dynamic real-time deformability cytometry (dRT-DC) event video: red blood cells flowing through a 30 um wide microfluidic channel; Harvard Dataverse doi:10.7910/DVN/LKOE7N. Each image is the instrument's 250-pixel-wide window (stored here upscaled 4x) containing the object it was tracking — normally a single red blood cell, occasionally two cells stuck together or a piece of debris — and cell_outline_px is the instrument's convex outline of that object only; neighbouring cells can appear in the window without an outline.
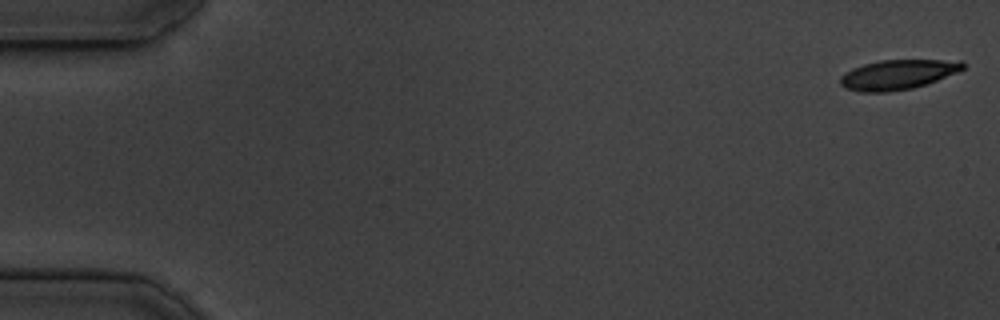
{"species": "common noctule bat (a hibernating species)", "species_latin": "Nyctalus noctula", "temperature_condition": "cold", "stored_images_in_passage": 54, "camera_frame_rate_fps": 3000, "um_per_image_px": 0.085, "animal": {"sex": "male", "body_mass_g": 19.5, "forearm_length_mm": 54.6}, "frame": {"image": 1, "passage_image": 1, "time_ms": 0.0, "image_size_px": [1000, 320], "cell_outline_px": [[964, 68], [956, 72], [936, 80], [912, 88], [888, 92], [860, 92], [844, 88], [840, 84], [840, 76], [844, 72], [852, 68], [864, 64], [880, 60], [960, 60], [964, 64]], "centroid_in_image_um": [76.24, 6.34], "position_along_channel_um": 8.8, "area_um2": 21.15}}
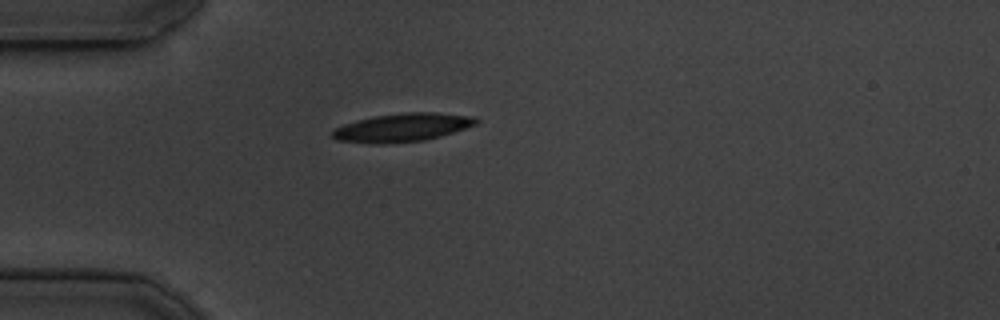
{"frame": {"image": 2, "passage_image": 15, "time_ms": 4.667, "image_size_px": [1000, 320], "cell_outline_px": [[480, 120], [476, 124], [440, 136], [424, 140], [380, 144], [372, 144], [336, 140], [332, 136], [332, 132], [336, 128], [344, 124], [356, 120], [376, 116], [408, 112], [432, 112], [468, 116]], "centroid_in_image_um": [34.15, 10.84], "position_along_channel_um": 50.9, "area_um2": 23.35}}
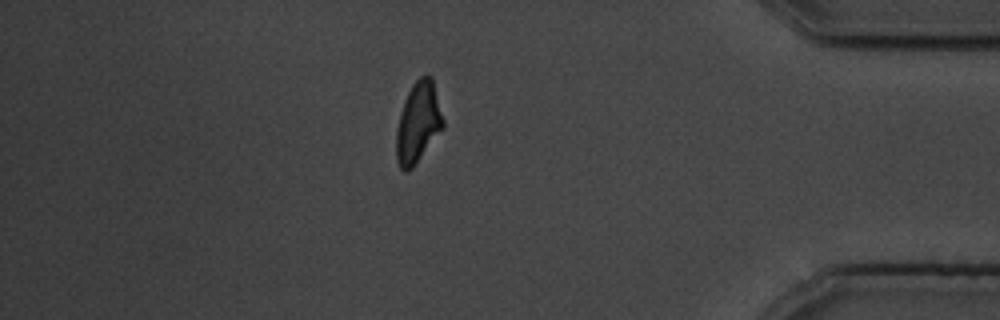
{"frame": {"image": 3, "passage_image": 47, "time_ms": 15.333, "image_size_px": [1000, 320], "cell_outline_px": [[444, 128], [412, 168], [408, 172], [404, 172], [400, 168], [396, 160], [396, 132], [404, 100], [412, 84], [420, 76], [432, 76], [444, 120]], "centroid_in_image_um": [35.55, 10.44], "position_along_channel_um": 399.7, "area_um2": 22.02}, "authors_computed_cell_mechanics": {"area_um2": 22.4264, "velocity_mm_per_s": 3.6991, "shape_relaxation_time_tau1_ms": 3.4654, "shape_relaxation_time_tau2_ms": 2.7391, "deformation_change_tau1": 0.1611, "deformation_change_tau2": 0.1094}}